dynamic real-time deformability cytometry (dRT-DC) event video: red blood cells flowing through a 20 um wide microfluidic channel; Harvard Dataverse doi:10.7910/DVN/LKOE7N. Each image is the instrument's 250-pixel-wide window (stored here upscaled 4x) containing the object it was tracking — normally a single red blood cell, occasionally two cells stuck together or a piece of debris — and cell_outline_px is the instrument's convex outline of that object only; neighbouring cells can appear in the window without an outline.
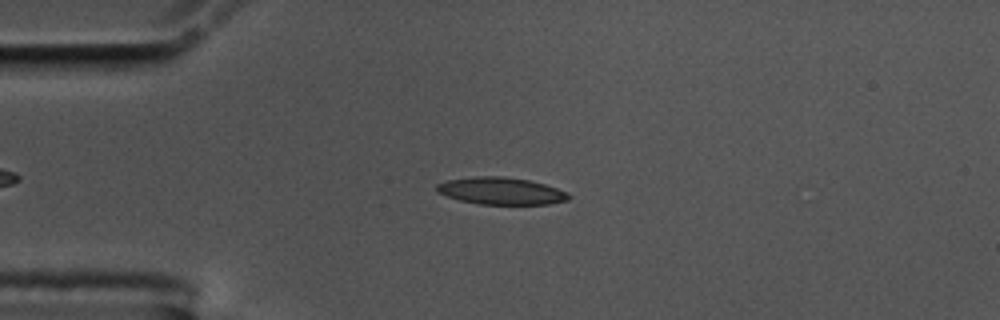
{"species": "common noctule bat (a hibernating species)", "species_latin": "Nyctalus noctula", "temperature_condition": "cold", "stored_images_in_passage": 50, "camera_frame_rate_fps": 3000, "um_per_image_px": 0.085, "animal": {"sex": "male", "body_mass_g": 17.5, "forearm_length_mm": 52.3}, "frame": {"image": 1, "passage_image": 13, "time_ms": 4.0, "image_size_px": [1000, 320], "cell_outline_px": [[572, 196], [568, 200], [548, 204], [480, 204], [460, 200], [436, 192], [436, 184], [448, 180], [472, 176], [504, 176], [528, 180], [544, 184], [568, 192]], "centroid_in_image_um": [42.59, 16.22], "position_along_channel_um": 42.4, "area_um2": 20.87}}
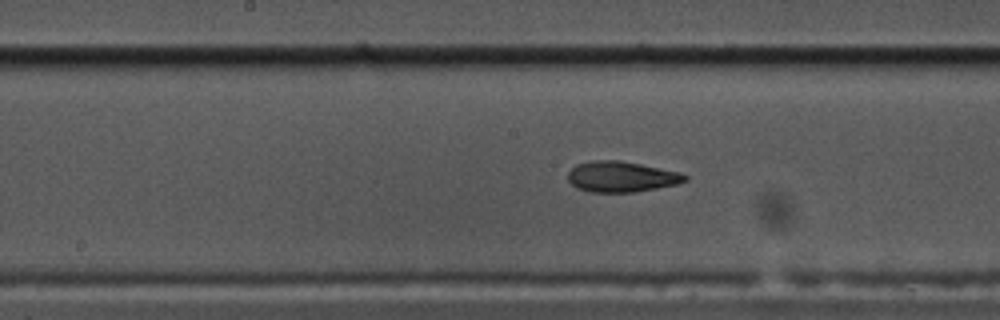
{"frame": {"image": 2, "passage_image": 28, "time_ms": 9.0, "image_size_px": [1000, 320], "cell_outline_px": [[688, 180], [676, 184], [636, 192], [592, 192], [576, 188], [568, 180], [568, 172], [576, 164], [596, 160], [620, 160], [680, 172], [688, 176]], "centroid_in_image_um": [52.81, 15.02], "position_along_channel_um": 195.4, "area_um2": 20.87}}
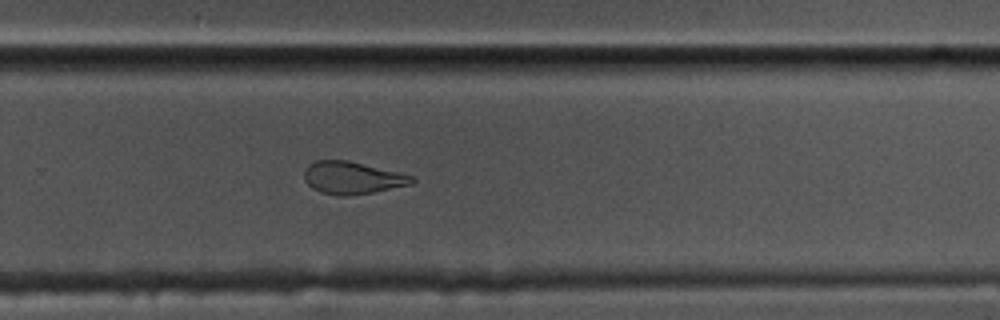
{"frame": {"image": 3, "passage_image": 37, "time_ms": 12.0, "image_size_px": [1000, 320], "cell_outline_px": [[416, 180], [412, 184], [372, 192], [348, 196], [340, 196], [320, 192], [312, 188], [304, 180], [304, 168], [308, 164], [316, 160], [348, 160], [416, 176]], "centroid_in_image_um": [29.94, 15.11], "position_along_channel_um": 299.9, "area_um2": 20.52}, "authors_computed_cell_mechanics": {"area_um2": 20.7502, "velocity_mm_per_s": 3.4876, "shape_relaxation_time_tau1_ms": null, "shape_relaxation_time_tau2_ms": 3.3888, "deformation_change_tau1": null, "deformation_change_tau2": 0.1094}}